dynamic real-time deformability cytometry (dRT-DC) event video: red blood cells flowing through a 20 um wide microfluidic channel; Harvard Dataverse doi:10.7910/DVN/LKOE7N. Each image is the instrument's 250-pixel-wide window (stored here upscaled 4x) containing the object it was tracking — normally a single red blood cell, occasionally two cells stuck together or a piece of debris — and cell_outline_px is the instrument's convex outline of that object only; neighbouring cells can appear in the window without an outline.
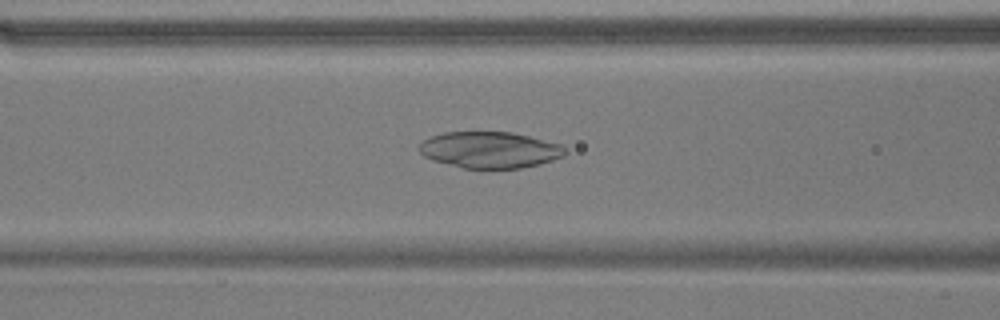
{"species": "common noctule bat (a hibernating species)", "species_latin": "Nyctalus noctula", "temperature_condition": "warm", "stored_images_in_passage": 41, "camera_frame_rate_fps": 3000, "um_per_image_px": 0.085, "animal": {"sex": "male", "body_mass_g": 17.9}, "frame": {"image": 1, "passage_image": 9, "time_ms": 2.667, "image_size_px": [1000, 320], "cell_outline_px": [[568, 152], [564, 156], [540, 164], [520, 168], [464, 168], [432, 160], [424, 156], [420, 152], [420, 144], [424, 140], [432, 136], [444, 132], [512, 132], [560, 144]], "centroid_in_image_um": [41.65, 12.74], "position_along_channel_um": 125.0, "area_um2": 30.69}}
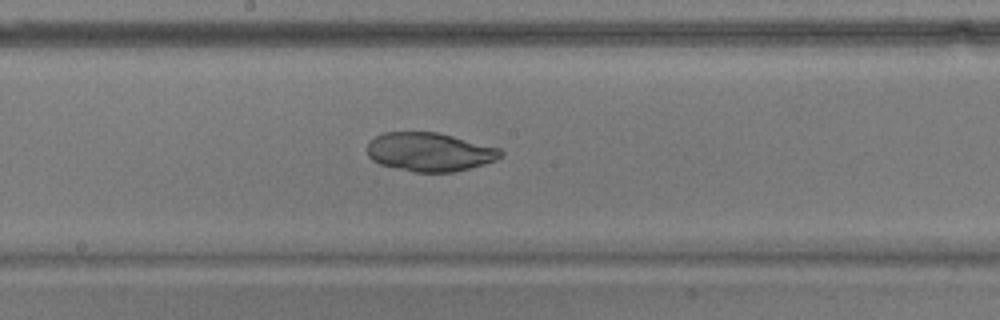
{"frame": {"image": 2, "passage_image": 16, "time_ms": 5.0, "image_size_px": [1000, 320], "cell_outline_px": [[504, 152], [496, 160], [484, 164], [452, 172], [416, 172], [392, 168], [380, 164], [372, 160], [368, 156], [368, 140], [384, 132], [436, 132], [500, 148]], "centroid_in_image_um": [36.48, 12.92], "position_along_channel_um": 211.7, "area_um2": 30.06}}
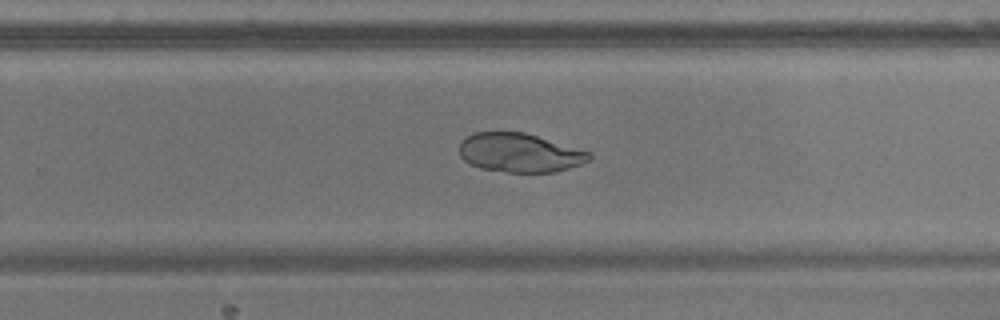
{"frame": {"image": 3, "passage_image": 22, "time_ms": 7.0, "image_size_px": [1000, 320], "cell_outline_px": [[592, 160], [556, 172], [508, 172], [480, 168], [468, 164], [460, 156], [460, 140], [472, 132], [524, 132], [592, 152]], "centroid_in_image_um": [44.17, 12.98], "position_along_channel_um": 285.6, "area_um2": 29.71}}